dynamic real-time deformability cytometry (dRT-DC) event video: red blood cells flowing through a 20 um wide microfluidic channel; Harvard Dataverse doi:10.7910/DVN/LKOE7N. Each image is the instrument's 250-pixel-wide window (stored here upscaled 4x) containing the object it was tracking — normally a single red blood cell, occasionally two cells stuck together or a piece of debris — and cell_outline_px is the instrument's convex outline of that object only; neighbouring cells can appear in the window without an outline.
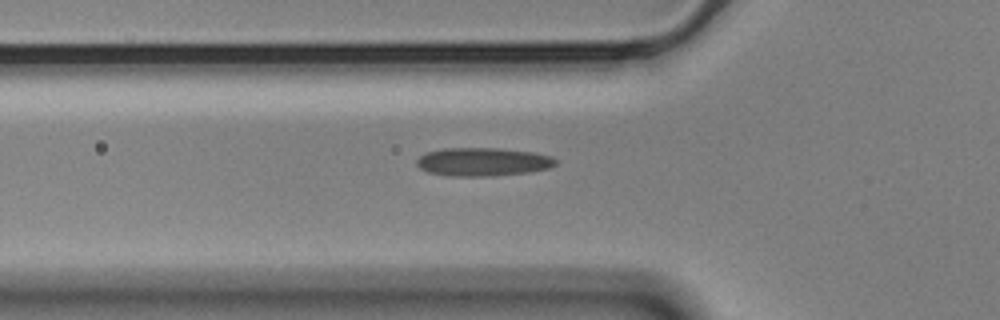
{"species": "Egyptian fruit bat (a non-hibernating species)", "species_latin": "Rousettus aegyptiacus", "temperature_condition": "cold", "stored_images_in_passage": 39, "camera_frame_rate_fps": 3000, "um_per_image_px": 0.085, "animal": {"sex": "male"}, "frame": {"image": 1, "passage_image": 2, "time_ms": 0.333, "image_size_px": [1000, 320], "cell_outline_px": [[556, 164], [548, 168], [528, 172], [492, 176], [448, 176], [428, 172], [420, 168], [416, 164], [416, 160], [420, 156], [428, 152], [444, 148], [496, 148], [532, 152], [552, 156], [556, 160]], "centroid_in_image_um": [41.02, 13.76], "position_along_channel_um": 84.8, "area_um2": 22.89}}
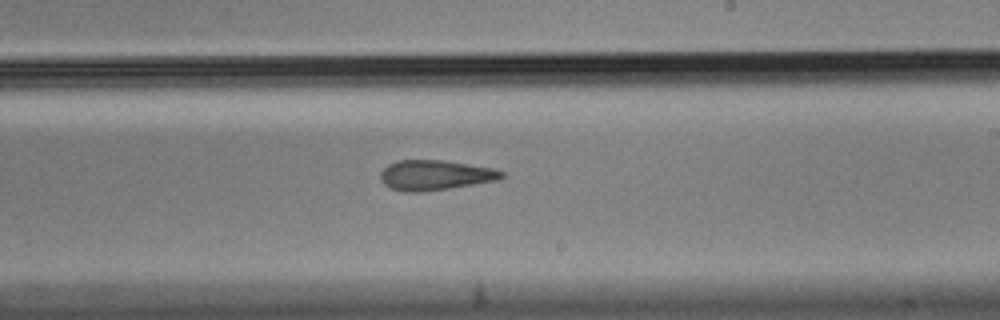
{"frame": {"image": 2, "passage_image": 16, "time_ms": 5.0, "image_size_px": [1000, 320], "cell_outline_px": [[504, 176], [496, 180], [448, 188], [420, 192], [404, 192], [388, 188], [380, 180], [380, 172], [388, 164], [396, 160], [444, 160], [492, 168], [504, 172]], "centroid_in_image_um": [36.91, 14.88], "position_along_channel_um": 252.1, "area_um2": 21.15}}
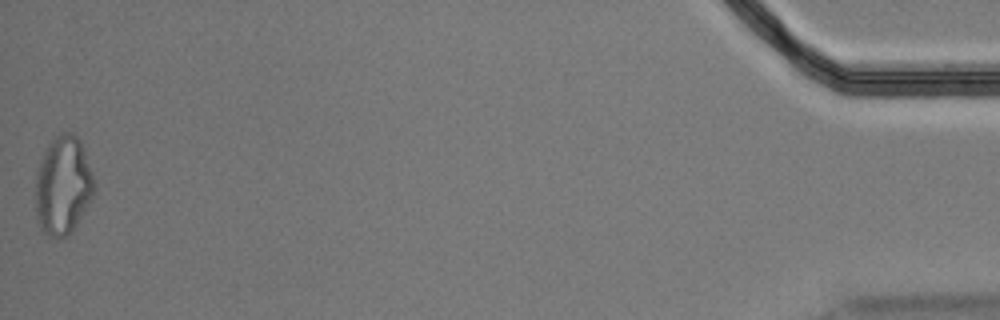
{"frame": {"image": 3, "passage_image": 39, "time_ms": 12.667, "image_size_px": [1000, 320], "cell_outline_px": [[96, 192], [92, 200], [72, 232], [64, 236], [48, 236], [40, 228], [36, 216], [36, 172], [40, 160], [48, 144], [56, 136], [64, 132], [72, 132], [80, 140], [92, 172], [96, 184]], "centroid_in_image_um": [5.38, 15.77], "position_along_channel_um": 429.8, "area_um2": 33.93}}